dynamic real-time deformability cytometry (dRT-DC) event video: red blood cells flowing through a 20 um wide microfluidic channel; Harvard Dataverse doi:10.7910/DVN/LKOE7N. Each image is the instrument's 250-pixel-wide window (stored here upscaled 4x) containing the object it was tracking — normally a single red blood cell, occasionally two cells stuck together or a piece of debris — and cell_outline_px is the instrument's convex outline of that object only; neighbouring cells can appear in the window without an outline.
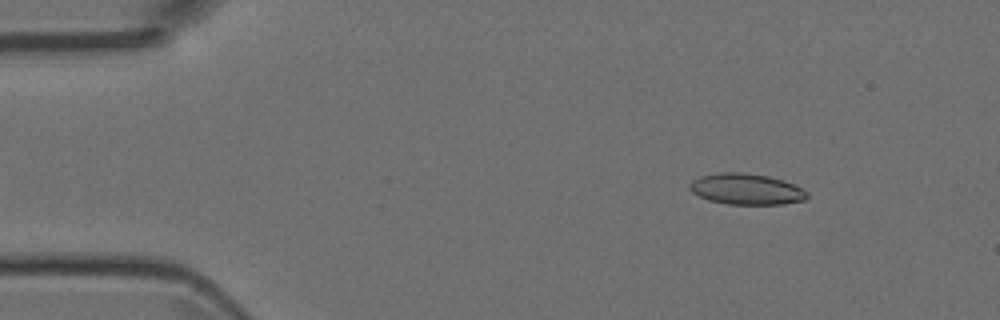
{"species": "Egyptian fruit bat (a non-hibernating species)", "species_latin": "Rousettus aegyptiacus", "temperature_condition": "room temperature", "stored_images_in_passage": 5, "camera_frame_rate_fps": 3000, "um_per_image_px": 0.085, "animal": {"sex": "female"}, "frame": {"image": 1, "passage_image": 2, "time_ms": 0.333, "image_size_px": [1000, 320], "cell_outline_px": [[808, 196], [804, 200], [784, 204], [728, 204], [708, 200], [692, 192], [688, 188], [688, 184], [692, 180], [700, 176], [720, 172], [744, 172], [768, 176], [784, 180], [808, 192]], "centroid_in_image_um": [63.41, 16.07], "position_along_channel_um": 21.6, "area_um2": 21.27}}